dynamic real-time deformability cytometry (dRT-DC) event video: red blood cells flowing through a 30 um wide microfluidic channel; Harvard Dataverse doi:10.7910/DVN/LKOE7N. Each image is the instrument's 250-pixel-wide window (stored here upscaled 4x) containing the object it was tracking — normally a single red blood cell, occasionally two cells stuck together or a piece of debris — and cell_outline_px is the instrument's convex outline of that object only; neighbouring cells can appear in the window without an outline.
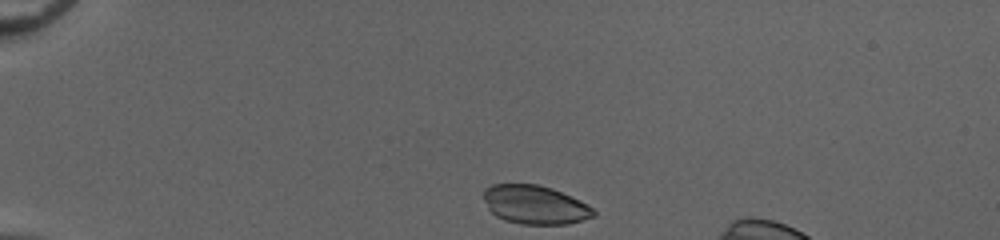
{"species": "common noctule bat (a hibernating species)", "species_latin": "Nyctalus noctula", "temperature_condition": "cold", "stored_images_in_passage": 35, "camera_frame_rate_fps": 3000, "um_per_image_px": 0.085, "animal": {"sex": "female", "body_mass_g": 20.0, "forearm_length_mm": 54.0}, "frame": {"image": 1, "passage_image": 1, "time_ms": 0.0, "image_size_px": [1000, 240], "cell_outline_px": [[596, 216], [568, 224], [520, 224], [504, 220], [496, 216], [488, 208], [484, 200], [484, 188], [492, 184], [536, 184], [552, 188], [580, 200], [588, 204], [596, 212]], "centroid_in_image_um": [45.48, 17.4], "position_along_channel_um": 39.5, "area_um2": 24.91}}
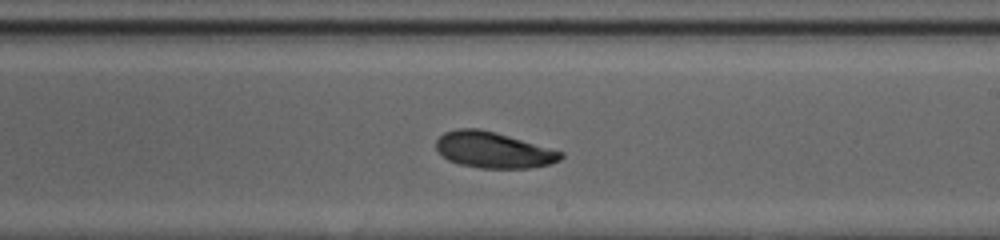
{"frame": {"image": 2, "passage_image": 21, "time_ms": 6.667, "image_size_px": [1000, 240], "cell_outline_px": [[564, 156], [560, 160], [548, 164], [528, 168], [480, 168], [460, 164], [448, 160], [436, 148], [436, 140], [444, 132], [456, 128], [480, 128], [496, 132], [564, 152]], "centroid_in_image_um": [41.93, 12.74], "position_along_channel_um": 247.1, "area_um2": 26.13}}
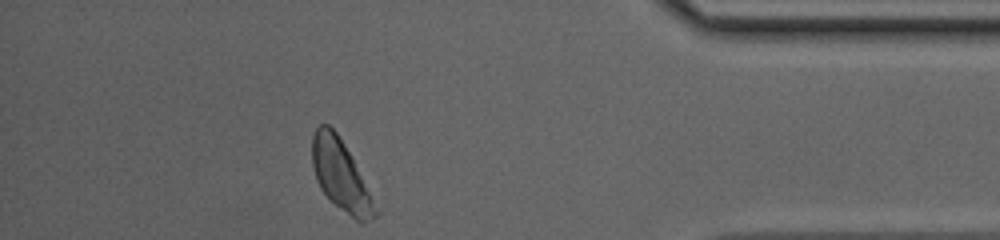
{"frame": {"image": 3, "passage_image": 35, "time_ms": 11.333, "image_size_px": [1000, 240], "cell_outline_px": [[380, 212], [376, 216], [364, 224], [360, 224], [336, 204], [320, 188], [316, 180], [312, 164], [312, 136], [316, 128], [320, 124], [328, 124], [336, 132], [344, 144]], "centroid_in_image_um": [28.96, 14.93], "position_along_channel_um": 406.2, "area_um2": 25.49}, "authors_computed_cell_mechanics": {"area_um2": 25.8944, "velocity_mm_per_s": 4.0392, "shape_relaxation_time_tau1_ms": 1.0792, "shape_relaxation_time_tau2_ms": null, "deformation_change_tau1": 0.0261, "deformation_change_tau2": null}}